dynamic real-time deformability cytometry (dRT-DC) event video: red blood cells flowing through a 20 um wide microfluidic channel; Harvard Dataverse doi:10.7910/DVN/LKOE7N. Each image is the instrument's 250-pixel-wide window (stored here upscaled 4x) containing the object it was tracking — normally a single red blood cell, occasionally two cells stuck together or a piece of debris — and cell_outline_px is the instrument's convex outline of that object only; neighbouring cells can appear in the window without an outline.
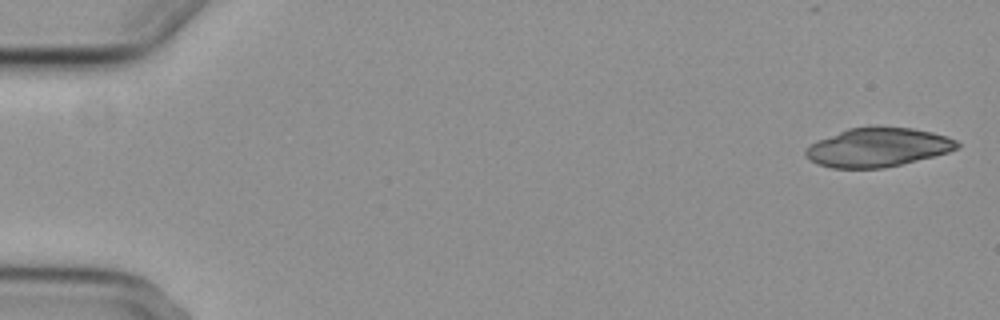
{"species": "common noctule bat (a hibernating species)", "species_latin": "Nyctalus noctula", "temperature_condition": "cold", "stored_images_in_passage": 6, "camera_frame_rate_fps": 3000, "um_per_image_px": 0.085, "animal": {"sex": "female", "body_mass_g": 29.2, "forearm_length_mm": 56.3}, "frame": {"image": 1, "passage_image": 1, "time_ms": 0.0, "image_size_px": [1000, 320], "cell_outline_px": [[960, 144], [956, 148], [948, 152], [884, 168], [832, 168], [820, 164], [804, 156], [804, 152], [816, 140], [848, 128], [912, 128], [932, 132], [948, 136], [956, 140]], "centroid_in_image_um": [74.6, 12.53], "position_along_channel_um": 10.4, "area_um2": 33.7}}
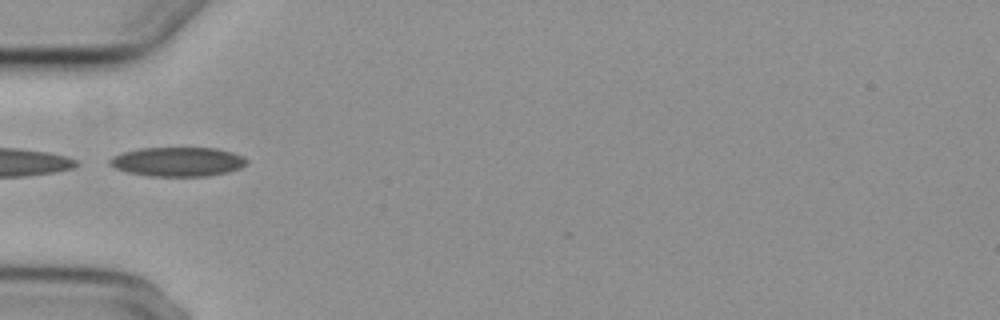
{"frame": {"image": 2, "passage_image": 6, "time_ms": 5.667, "image_size_px": [1000, 320], "cell_outline_px": [[248, 164], [240, 168], [228, 172], [208, 176], [148, 176], [128, 172], [116, 168], [108, 164], [108, 160], [112, 156], [124, 152], [140, 148], [216, 148], [232, 152], [248, 160]], "centroid_in_image_um": [15.1, 13.75], "position_along_channel_um": 69.9, "area_um2": 23.35}}